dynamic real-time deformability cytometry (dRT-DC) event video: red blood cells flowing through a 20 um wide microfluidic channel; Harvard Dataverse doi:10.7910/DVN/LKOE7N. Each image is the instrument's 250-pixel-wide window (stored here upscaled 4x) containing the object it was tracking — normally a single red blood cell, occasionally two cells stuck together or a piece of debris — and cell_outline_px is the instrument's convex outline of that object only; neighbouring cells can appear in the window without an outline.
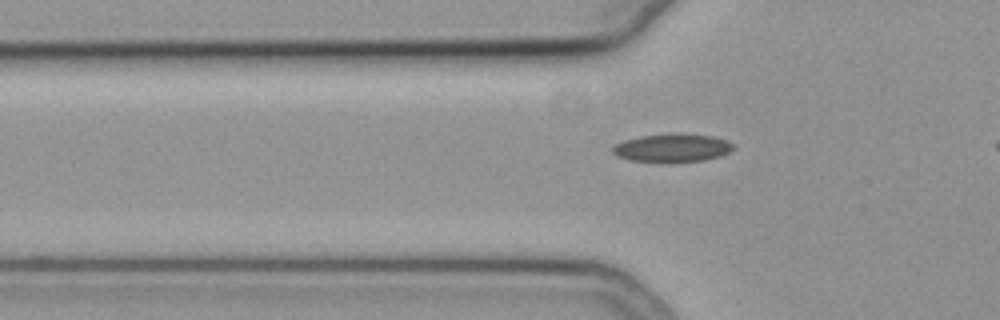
{"species": "common noctule bat (a hibernating species)", "species_latin": "Nyctalus noctula", "temperature_condition": "cold", "stored_images_in_passage": 37, "camera_frame_rate_fps": 3000, "um_per_image_px": 0.085, "animal": {"sex": "female", "body_mass_g": 19.3, "forearm_length_mm": 54.1}, "frame": {"image": 1, "passage_image": 3, "time_ms": 0.667, "image_size_px": [1000, 320], "cell_outline_px": [[732, 148], [728, 152], [720, 156], [704, 160], [660, 164], [628, 160], [616, 156], [612, 152], [612, 148], [616, 144], [624, 140], [640, 136], [712, 136], [728, 140], [732, 144]], "centroid_in_image_um": [57.07, 12.65], "position_along_channel_um": 68.7, "area_um2": 19.42}}
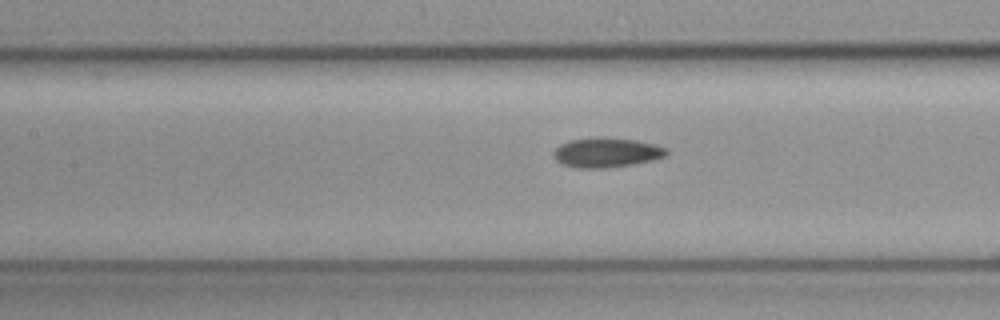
{"frame": {"image": 2, "passage_image": 10, "time_ms": 3.0, "image_size_px": [1000, 320], "cell_outline_px": [[668, 156], [652, 160], [632, 164], [608, 168], [576, 168], [560, 164], [552, 156], [552, 152], [560, 144], [572, 140], [592, 136], [604, 136], [636, 140], [656, 144], [668, 148]], "centroid_in_image_um": [51.55, 12.95], "position_along_channel_um": 155.9, "area_um2": 20.06}}
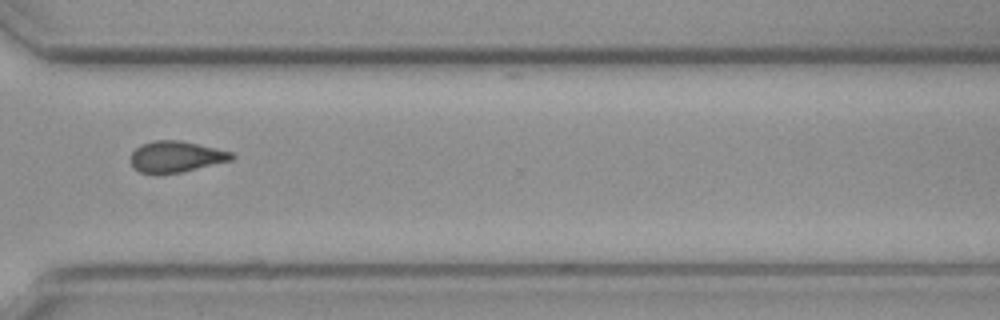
{"frame": {"image": 3, "passage_image": 26, "time_ms": 8.333, "image_size_px": [1000, 320], "cell_outline_px": [[236, 156], [232, 160], [184, 172], [156, 176], [152, 176], [140, 172], [132, 164], [132, 152], [140, 144], [156, 140], [180, 140], [216, 148], [232, 152]], "centroid_in_image_um": [14.96, 13.35], "position_along_channel_um": 355.6, "area_um2": 18.73}}